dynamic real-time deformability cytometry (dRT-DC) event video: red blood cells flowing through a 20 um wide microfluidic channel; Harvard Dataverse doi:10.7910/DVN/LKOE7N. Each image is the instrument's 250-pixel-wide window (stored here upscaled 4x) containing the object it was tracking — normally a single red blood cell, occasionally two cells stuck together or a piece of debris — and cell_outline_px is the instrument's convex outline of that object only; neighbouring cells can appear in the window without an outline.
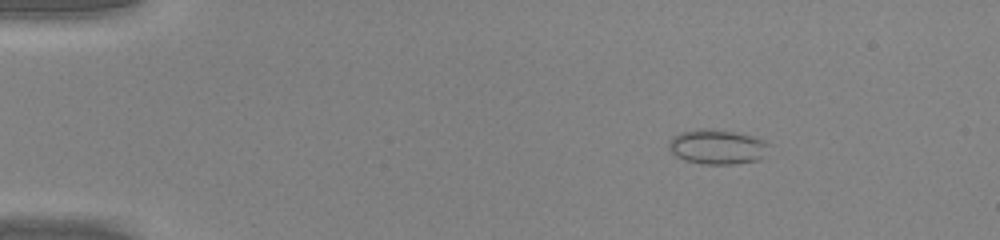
{"species": "common noctule bat (a hibernating species)", "species_latin": "Nyctalus noctula", "temperature_condition": "warm", "stored_images_in_passage": 45, "camera_frame_rate_fps": 3000, "um_per_image_px": 0.085, "animal": {"sex": "male", "body_mass_g": 20.0, "forearm_length_mm": 53.3}, "frame": {"image": 1, "passage_image": 4, "time_ms": 1.0, "image_size_px": [1000, 240], "cell_outline_px": [[768, 144], [760, 160], [732, 164], [704, 164], [684, 160], [676, 156], [668, 148], [668, 140], [672, 136], [680, 132], [696, 128], [712, 128], [732, 132], [764, 140]], "centroid_in_image_um": [60.87, 12.47], "position_along_channel_um": 24.1, "area_um2": 20.17}}
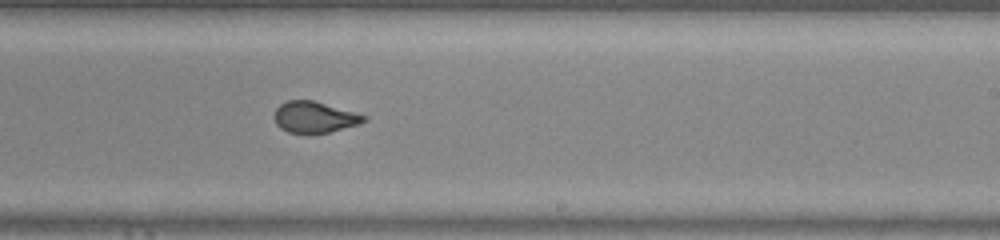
{"frame": {"image": 2, "passage_image": 27, "time_ms": 8.667, "image_size_px": [1000, 240], "cell_outline_px": [[368, 120], [356, 124], [328, 132], [308, 136], [288, 132], [280, 128], [276, 124], [272, 116], [276, 108], [280, 104], [288, 100], [312, 100], [368, 116]], "centroid_in_image_um": [26.66, 9.98], "position_along_channel_um": 262.3, "area_um2": 16.59}}
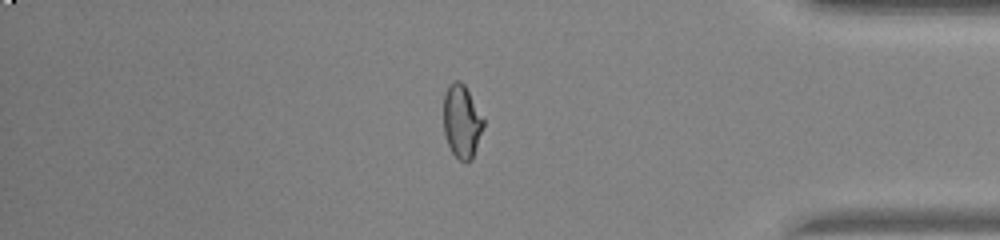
{"frame": {"image": 3, "passage_image": 38, "time_ms": 12.333, "image_size_px": [1000, 240], "cell_outline_px": [[484, 128], [472, 160], [460, 160], [452, 152], [448, 144], [444, 132], [444, 92], [448, 84], [456, 80], [460, 80], [464, 84], [484, 120]], "centroid_in_image_um": [39.25, 10.3], "position_along_channel_um": 396.0, "area_um2": 16.94}, "authors_computed_cell_mechanics": {"area_um2": 17.34, "velocity_mm_per_s": 4.3132, "shape_relaxation_time_tau1_ms": 10.4451, "shape_relaxation_time_tau2_ms": null, "deformation_change_tau1": 0.208, "deformation_change_tau2": null}}